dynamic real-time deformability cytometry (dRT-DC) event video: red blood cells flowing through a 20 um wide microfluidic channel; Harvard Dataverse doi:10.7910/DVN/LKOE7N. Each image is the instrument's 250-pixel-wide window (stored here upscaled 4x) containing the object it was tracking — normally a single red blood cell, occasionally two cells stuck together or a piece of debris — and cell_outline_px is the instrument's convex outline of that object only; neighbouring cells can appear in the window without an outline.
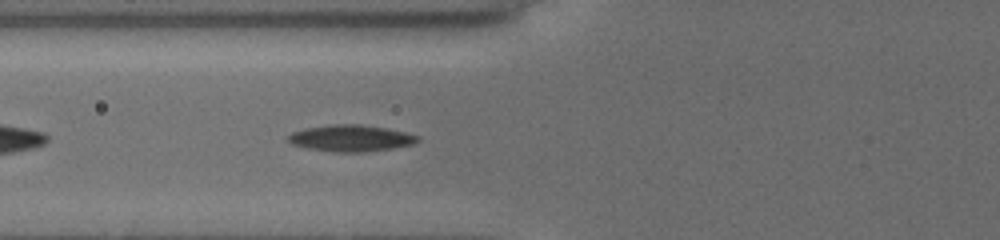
{"species": "common noctule bat (a hibernating species)", "species_latin": "Nyctalus noctula", "temperature_condition": "cold", "stored_images_in_passage": 10, "camera_frame_rate_fps": 3000, "um_per_image_px": 0.085, "animal": {"sex": "female", "body_mass_g": 19.5, "forearm_length_mm": 54.1}, "frame": {"image": 1, "passage_image": 6, "time_ms": 1.333, "image_size_px": [1000, 240], "cell_outline_px": [[420, 140], [416, 144], [368, 152], [332, 152], [308, 148], [292, 144], [284, 140], [292, 132], [304, 128], [332, 124], [360, 124], [384, 128], [404, 132], [420, 136]], "centroid_in_image_um": [29.81, 11.75], "position_along_channel_um": 96.0, "area_um2": 20.23}}
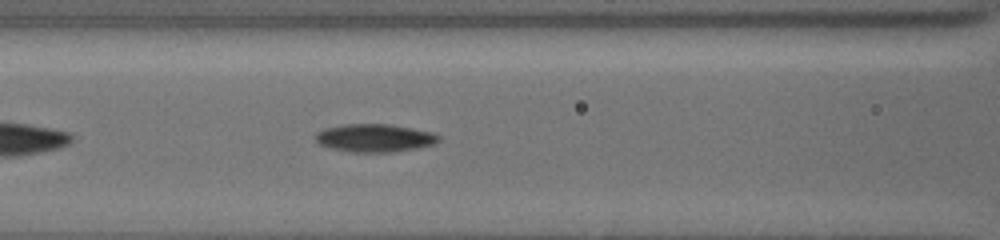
{"frame": {"image": 2, "passage_image": 10, "time_ms": 2.333, "image_size_px": [1000, 240], "cell_outline_px": [[440, 140], [436, 144], [420, 148], [392, 152], [348, 152], [332, 148], [320, 144], [316, 140], [316, 132], [324, 128], [344, 124], [388, 124], [412, 128], [432, 132], [440, 136]], "centroid_in_image_um": [31.88, 11.73], "position_along_channel_um": 134.7, "area_um2": 20.23}}